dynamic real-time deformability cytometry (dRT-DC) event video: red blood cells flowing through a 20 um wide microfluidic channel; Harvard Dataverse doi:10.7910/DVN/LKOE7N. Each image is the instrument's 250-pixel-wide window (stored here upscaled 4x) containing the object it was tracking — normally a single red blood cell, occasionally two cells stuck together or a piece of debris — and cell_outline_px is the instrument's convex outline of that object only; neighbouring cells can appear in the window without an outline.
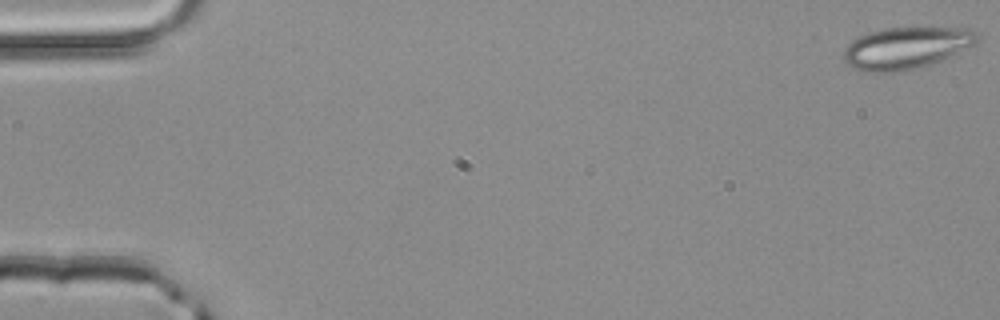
{"species": "common noctule bat (a hibernating species)", "species_latin": "Nyctalus noctula", "temperature_condition": "room temperature", "stored_images_in_passage": 3, "camera_frame_rate_fps": 3000, "um_per_image_px": 0.085, "animal": {"sex": "male", "body_mass_g": 20.4}, "frame": {"image": 1, "passage_image": 1, "time_ms": 0.0, "image_size_px": [1000, 320], "cell_outline_px": [[980, 36], [976, 44], [932, 64], [900, 72], [864, 72], [848, 64], [844, 60], [844, 48], [852, 40], [868, 32], [888, 28], [972, 28], [980, 32]], "centroid_in_image_um": [77.06, 4.07], "position_along_channel_um": 7.9, "area_um2": 32.66}}